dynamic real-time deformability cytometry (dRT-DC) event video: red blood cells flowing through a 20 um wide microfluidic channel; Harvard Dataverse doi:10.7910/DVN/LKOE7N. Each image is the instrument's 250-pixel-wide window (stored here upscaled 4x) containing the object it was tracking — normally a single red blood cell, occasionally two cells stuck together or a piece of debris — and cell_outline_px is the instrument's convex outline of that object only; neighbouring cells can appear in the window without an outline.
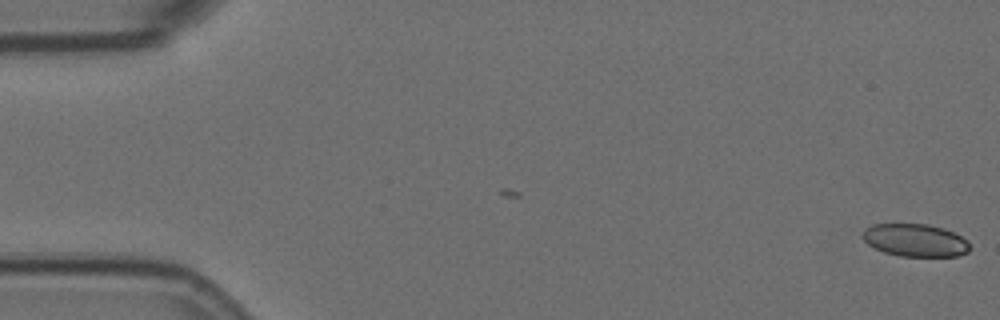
{"species": "Egyptian fruit bat (a non-hibernating species)", "species_latin": "Rousettus aegyptiacus", "temperature_condition": "room temperature", "stored_images_in_passage": 2, "camera_frame_rate_fps": 3000, "um_per_image_px": 0.085, "animal": {"sex": "female"}, "frame": {"image": 1, "passage_image": 2, "time_ms": 0.333, "image_size_px": [1000, 320], "cell_outline_px": [[968, 252], [960, 256], [900, 256], [884, 252], [868, 244], [860, 236], [864, 228], [872, 224], [928, 224], [944, 228], [956, 232], [968, 240]], "centroid_in_image_um": [77.79, 20.41], "position_along_channel_um": 7.2, "area_um2": 20.63}}